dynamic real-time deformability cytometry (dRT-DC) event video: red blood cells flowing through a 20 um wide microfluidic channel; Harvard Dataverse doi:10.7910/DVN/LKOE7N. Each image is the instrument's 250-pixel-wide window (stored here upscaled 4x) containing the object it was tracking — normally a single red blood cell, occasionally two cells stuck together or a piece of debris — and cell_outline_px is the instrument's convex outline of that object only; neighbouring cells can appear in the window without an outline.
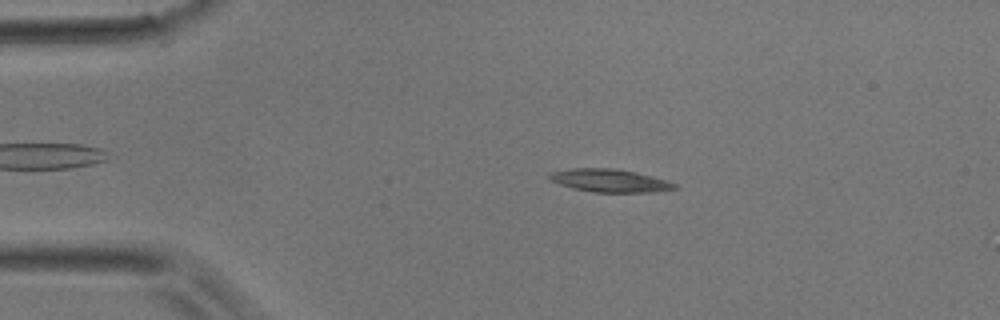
{"species": "common noctule bat (a hibernating species)", "species_latin": "Nyctalus noctula", "temperature_condition": "room temperature", "stored_images_in_passage": 43, "camera_frame_rate_fps": 3000, "um_per_image_px": 0.085, "animal": {"sex": "male", "body_mass_g": 17.9}, "frame": {"image": 1, "passage_image": 8, "time_ms": 2.333, "image_size_px": [1000, 320], "cell_outline_px": [[680, 188], [652, 192], [592, 192], [572, 188], [560, 184], [552, 180], [548, 176], [552, 172], [572, 168], [612, 168], [636, 172], [668, 180], [676, 184]], "centroid_in_image_um": [51.88, 15.35], "position_along_channel_um": 33.1, "area_um2": 16.7}}
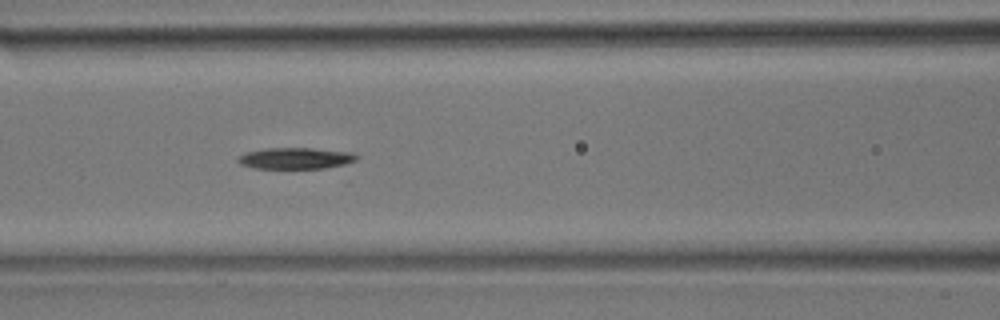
{"frame": {"image": 2, "passage_image": 18, "time_ms": 5.667, "image_size_px": [1000, 320], "cell_outline_px": [[360, 156], [356, 160], [344, 164], [324, 168], [256, 168], [240, 164], [236, 160], [244, 152], [264, 148], [312, 148], [352, 152]], "centroid_in_image_um": [25.12, 13.44], "position_along_channel_um": 141.5, "area_um2": 14.74}}
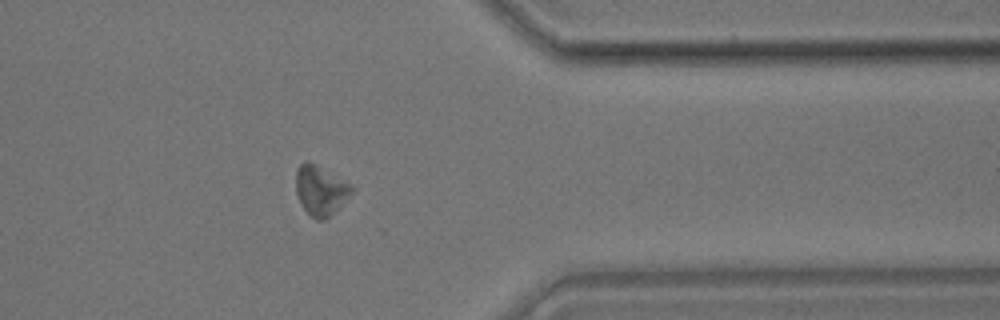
{"frame": {"image": 3, "passage_image": 35, "time_ms": 11.333, "image_size_px": [1000, 320], "cell_outline_px": [[356, 188], [324, 220], [316, 220], [304, 208], [296, 192], [296, 172], [300, 164], [304, 160], [308, 160], [352, 184]], "centroid_in_image_um": [27.24, 16.13], "position_along_channel_um": 384.2, "area_um2": 15.78}}